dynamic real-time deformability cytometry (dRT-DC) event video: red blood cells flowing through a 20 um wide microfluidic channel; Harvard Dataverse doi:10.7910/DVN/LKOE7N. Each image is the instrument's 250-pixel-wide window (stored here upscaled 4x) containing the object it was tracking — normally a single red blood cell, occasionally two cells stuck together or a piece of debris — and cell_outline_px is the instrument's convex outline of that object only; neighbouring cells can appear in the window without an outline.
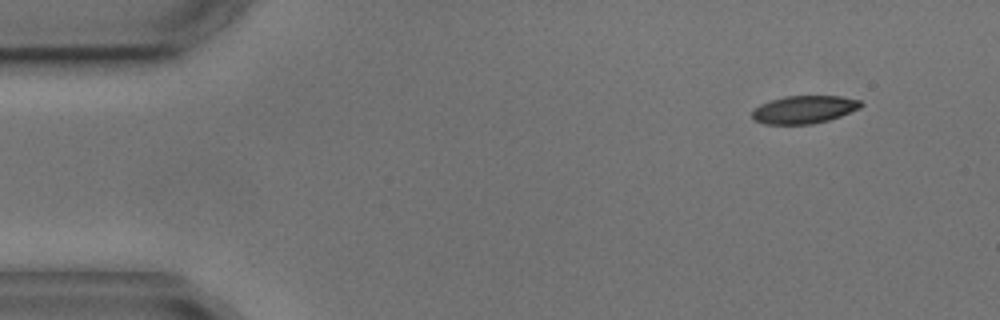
{"species": "common noctule bat (a hibernating species)", "species_latin": "Nyctalus noctula", "temperature_condition": "cold", "stored_images_in_passage": 4, "camera_frame_rate_fps": 3000, "um_per_image_px": 0.085, "animal": {"sex": "male", "body_mass_g": 17.9, "forearm_length_mm": 54.2}, "frame": {"image": 1, "passage_image": 1, "time_ms": 0.0, "image_size_px": [1000, 320], "cell_outline_px": [[864, 104], [860, 108], [840, 116], [828, 120], [812, 124], [764, 124], [752, 120], [752, 108], [760, 104], [784, 96], [840, 96], [860, 100]], "centroid_in_image_um": [68.32, 9.31], "position_along_channel_um": 16.7, "area_um2": 17.74}}
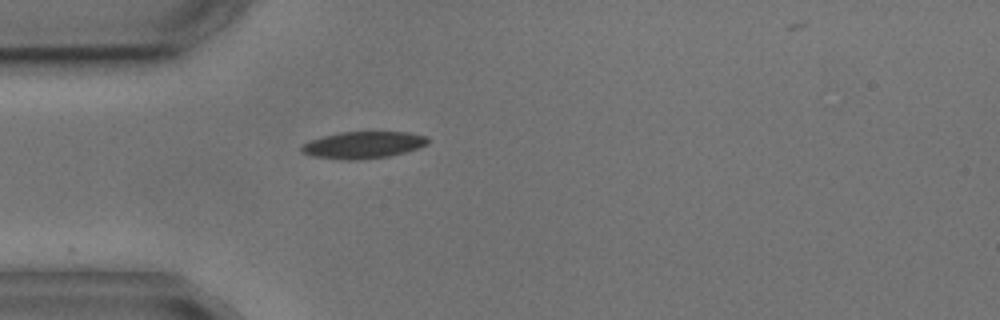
{"frame": {"image": 2, "passage_image": 4, "time_ms": 3.333, "image_size_px": [1000, 320], "cell_outline_px": [[428, 144], [404, 152], [388, 156], [356, 160], [348, 160], [312, 156], [300, 152], [300, 148], [304, 144], [312, 140], [324, 136], [340, 132], [408, 132], [428, 136]], "centroid_in_image_um": [30.87, 12.32], "position_along_channel_um": 54.1, "area_um2": 19.59}}